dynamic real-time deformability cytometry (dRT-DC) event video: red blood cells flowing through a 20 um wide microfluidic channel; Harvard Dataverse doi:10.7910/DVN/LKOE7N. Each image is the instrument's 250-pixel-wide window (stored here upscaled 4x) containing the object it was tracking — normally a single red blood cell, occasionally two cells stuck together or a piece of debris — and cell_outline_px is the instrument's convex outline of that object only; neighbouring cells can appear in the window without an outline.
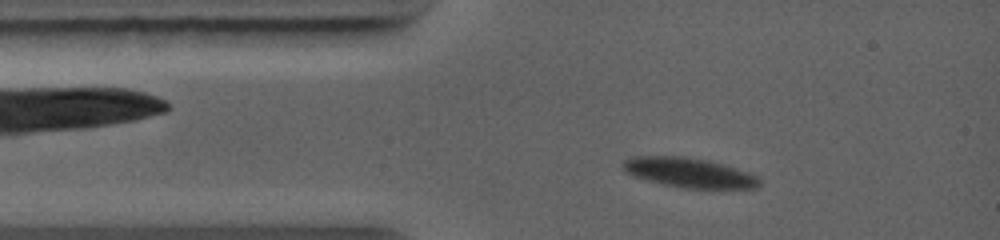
{"species": "common noctule bat (a hibernating species)", "species_latin": "Nyctalus noctula", "temperature_condition": "warm", "stored_images_in_passage": 17, "camera_frame_rate_fps": 5000, "um_per_image_px": 0.085, "animal": {"sex": "female", "body_mass_g": 19.0, "forearm_length_mm": 56.7}, "frame": {"image": 1, "passage_image": 4, "time_ms": 1.4, "image_size_px": [1000, 240], "cell_outline_px": [[760, 184], [756, 188], [680, 188], [660, 184], [632, 176], [624, 172], [620, 168], [620, 164], [624, 160], [632, 156], [684, 156], [708, 160], [724, 164], [760, 176]], "centroid_in_image_um": [58.52, 14.67], "position_along_channel_um": 26.5, "area_um2": 24.1}}
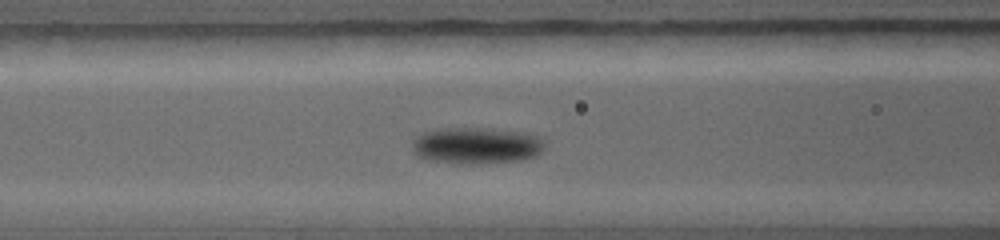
{"frame": {"image": 2, "passage_image": 9, "time_ms": 4.0, "image_size_px": [1000, 240], "cell_outline_px": [[544, 148], [536, 156], [520, 160], [464, 164], [456, 164], [428, 160], [416, 156], [412, 148], [412, 140], [420, 132], [436, 128], [488, 128], [524, 132], [540, 136], [544, 140]], "centroid_in_image_um": [40.44, 12.36], "position_along_channel_um": 126.2, "area_um2": 28.67}}
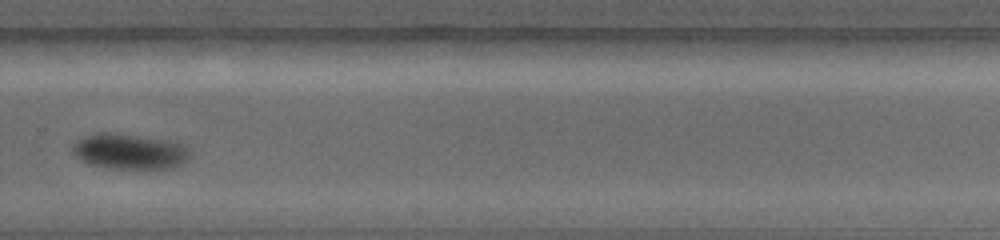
{"frame": {"image": 3, "passage_image": 17, "time_ms": 8.2, "image_size_px": [1000, 240], "cell_outline_px": [[188, 160], [172, 168], [140, 172], [108, 168], [88, 164], [80, 160], [72, 152], [72, 144], [76, 140], [84, 136], [96, 132], [120, 132], [168, 140], [184, 144], [188, 152]], "centroid_in_image_um": [10.98, 12.9], "position_along_channel_um": 318.8, "area_um2": 25.49}}